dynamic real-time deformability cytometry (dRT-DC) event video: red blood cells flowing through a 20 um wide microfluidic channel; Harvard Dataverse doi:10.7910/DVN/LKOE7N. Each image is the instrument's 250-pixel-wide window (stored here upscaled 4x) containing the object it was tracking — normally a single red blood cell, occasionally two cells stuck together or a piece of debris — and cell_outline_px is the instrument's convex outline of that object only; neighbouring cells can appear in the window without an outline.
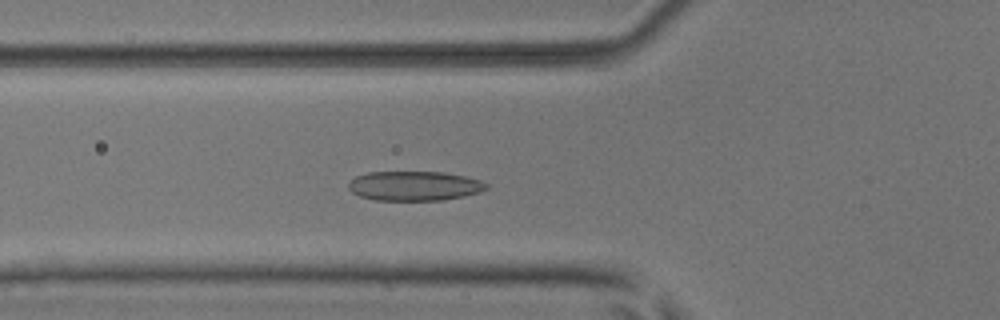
{"species": "common noctule bat (a hibernating species)", "species_latin": "Nyctalus noctula", "temperature_condition": "room temperature", "stored_images_in_passage": 44, "camera_frame_rate_fps": 3000, "um_per_image_px": 0.085, "animal": {"sex": "male", "body_mass_g": 17.9, "forearm_length_mm": 54.2}, "frame": {"image": 1, "passage_image": 11, "time_ms": 3.333, "image_size_px": [1000, 320], "cell_outline_px": [[488, 188], [480, 192], [464, 196], [444, 200], [376, 200], [360, 196], [352, 192], [348, 188], [348, 184], [356, 176], [368, 172], [444, 172], [464, 176], [480, 180], [488, 184]], "centroid_in_image_um": [35.24, 15.8], "position_along_channel_um": 90.6, "area_um2": 23.7}}
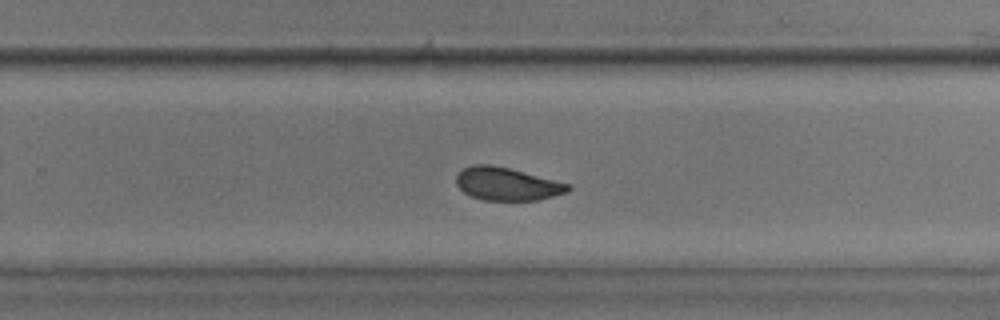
{"frame": {"image": 2, "passage_image": 26, "time_ms": 8.333, "image_size_px": [1000, 320], "cell_outline_px": [[572, 188], [568, 192], [540, 200], [484, 200], [472, 196], [464, 192], [456, 184], [456, 176], [464, 168], [476, 164], [492, 164], [572, 184]], "centroid_in_image_um": [43.14, 15.64], "position_along_channel_um": 286.7, "area_um2": 21.44}}
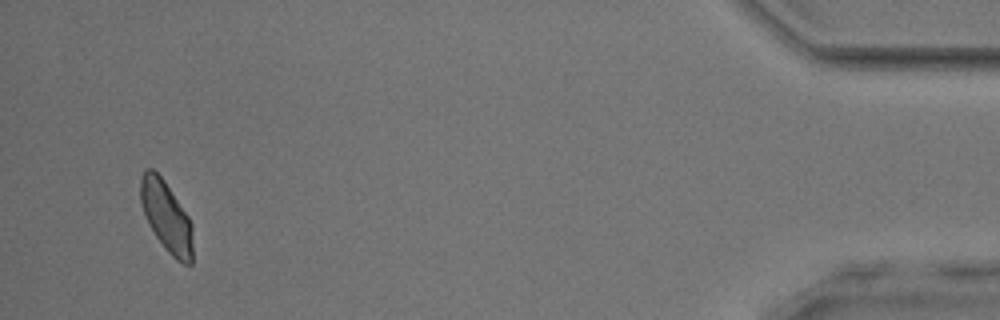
{"frame": {"image": 3, "passage_image": 42, "time_ms": 13.667, "image_size_px": [1000, 320], "cell_outline_px": [[192, 264], [184, 264], [176, 260], [164, 248], [156, 236], [144, 212], [140, 200], [140, 176], [144, 168], [152, 168], [164, 180], [188, 216], [192, 224]], "centroid_in_image_um": [14.14, 18.39], "position_along_channel_um": 421.1, "area_um2": 21.33}, "authors_computed_cell_mechanics": {"area_um2": 22.253, "velocity_mm_per_s": 3.9346, "shape_relaxation_time_tau1_ms": 4.2908, "shape_relaxation_time_tau2_ms": 1.2119, "deformation_change_tau1": 0.1273, "deformation_change_tau2": 0.0667}}